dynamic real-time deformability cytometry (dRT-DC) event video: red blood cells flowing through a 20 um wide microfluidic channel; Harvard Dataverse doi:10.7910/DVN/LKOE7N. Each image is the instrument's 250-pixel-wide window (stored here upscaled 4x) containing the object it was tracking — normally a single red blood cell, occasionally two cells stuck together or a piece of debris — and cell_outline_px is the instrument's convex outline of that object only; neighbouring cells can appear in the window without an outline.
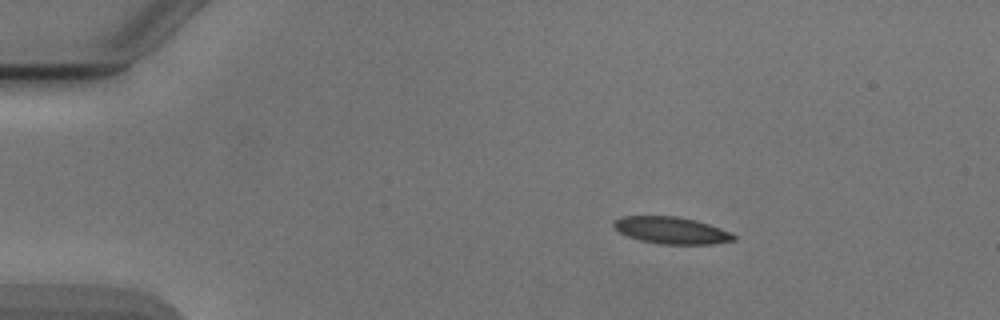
{"species": "Egyptian fruit bat (a non-hibernating species)", "species_latin": "Rousettus aegyptiacus", "temperature_condition": "cold", "stored_images_in_passage": 3, "camera_frame_rate_fps": 3000, "um_per_image_px": 0.085, "animal": {"sex": "male"}, "frame": {"image": 1, "passage_image": 1, "time_ms": 0.0, "image_size_px": [1000, 320], "cell_outline_px": [[736, 240], [712, 244], [660, 244], [640, 240], [628, 236], [620, 232], [612, 224], [612, 220], [620, 216], [676, 216], [696, 220], [720, 228], [736, 236]], "centroid_in_image_um": [57.04, 19.57], "position_along_channel_um": 28.0, "area_um2": 18.79}}